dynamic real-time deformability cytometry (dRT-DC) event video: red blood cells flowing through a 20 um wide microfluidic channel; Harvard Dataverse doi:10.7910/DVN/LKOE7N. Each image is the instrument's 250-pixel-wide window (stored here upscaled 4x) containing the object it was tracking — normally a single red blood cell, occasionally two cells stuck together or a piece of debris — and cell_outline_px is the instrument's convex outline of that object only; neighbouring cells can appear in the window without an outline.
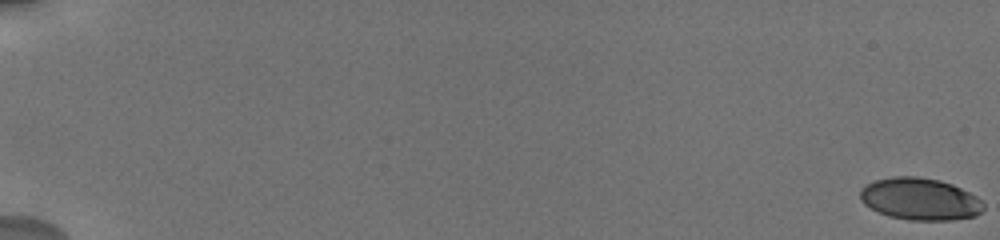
{"species": "human", "species_latin": "Homo sapiens", "temperature_condition": "cold", "stored_images_in_passage": 19, "camera_frame_rate_fps": 3000, "um_per_image_px": 0.085, "donor": {"sex": "male"}, "frame": {"image": 1, "passage_image": 1, "time_ms": 0.0, "image_size_px": [1000, 240], "cell_outline_px": [[984, 208], [976, 216], [952, 220], [908, 220], [888, 216], [864, 204], [860, 200], [860, 188], [876, 180], [892, 176], [916, 176], [940, 180], [952, 184], [976, 196], [984, 204]], "centroid_in_image_um": [78.19, 16.92], "position_along_channel_um": 6.8, "area_um2": 30.23}}
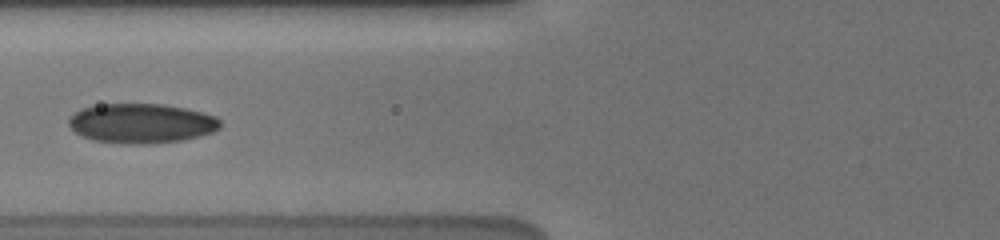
{"frame": {"image": 2, "passage_image": 9, "time_ms": 8.667, "image_size_px": [1000, 240], "cell_outline_px": [[220, 128], [212, 132], [200, 136], [184, 140], [148, 144], [124, 144], [96, 140], [80, 136], [68, 124], [68, 120], [80, 108], [100, 104], [164, 104], [184, 108], [216, 116], [220, 120]], "centroid_in_image_um": [12.02, 10.49], "position_along_channel_um": 113.8, "area_um2": 35.03}}
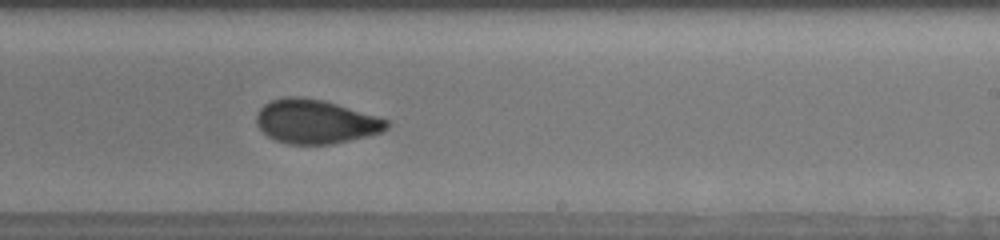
{"frame": {"image": 3, "passage_image": 13, "time_ms": 12.667, "image_size_px": [1000, 240], "cell_outline_px": [[388, 128], [380, 132], [368, 136], [332, 144], [288, 144], [276, 140], [268, 136], [256, 124], [256, 116], [260, 108], [264, 104], [272, 100], [284, 96], [300, 96], [324, 100], [376, 116], [388, 120]], "centroid_in_image_um": [26.8, 10.33], "position_along_channel_um": 262.2, "area_um2": 33.29}, "authors_computed_cell_mechanics": {"area_um2": 32.079, "velocity_mm_per_s": 3.7179, "shape_relaxation_time_tau1_ms": 4.9528, "shape_relaxation_time_tau2_ms": 1.5938, "deformation_change_tau1": 0.1229, "deformation_change_tau2": 0.0487}}